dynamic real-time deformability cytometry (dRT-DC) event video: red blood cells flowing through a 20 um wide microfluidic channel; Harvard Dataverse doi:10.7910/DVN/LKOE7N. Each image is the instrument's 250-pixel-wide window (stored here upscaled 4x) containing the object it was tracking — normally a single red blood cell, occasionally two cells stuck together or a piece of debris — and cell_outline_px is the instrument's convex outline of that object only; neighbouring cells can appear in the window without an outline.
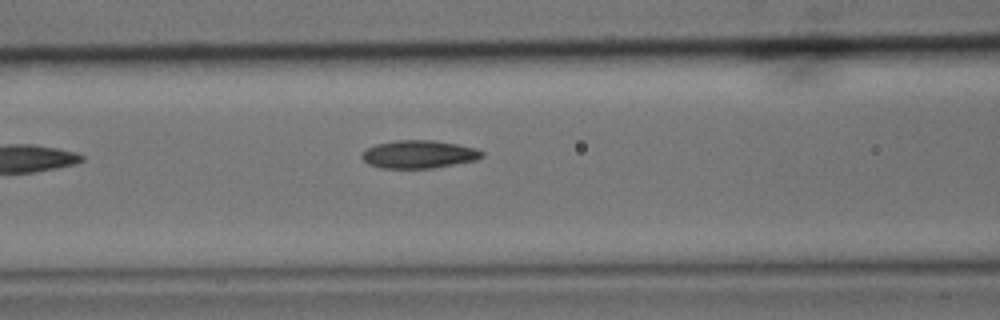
{"species": "common noctule bat (a hibernating species)", "species_latin": "Nyctalus noctula", "temperature_condition": "cold", "stored_images_in_passage": 6, "camera_frame_rate_fps": 3000, "um_per_image_px": 0.085, "animal": {"sex": "male", "body_mass_g": 15.6}, "frame": {"image": 1, "passage_image": 6, "time_ms": 1.667, "image_size_px": [1000, 320], "cell_outline_px": [[484, 156], [476, 160], [432, 168], [380, 168], [368, 164], [360, 156], [368, 148], [376, 144], [396, 140], [432, 140], [456, 144], [476, 148], [484, 152]], "centroid_in_image_um": [35.61, 13.11], "position_along_channel_um": 131.0, "area_um2": 19.48}}